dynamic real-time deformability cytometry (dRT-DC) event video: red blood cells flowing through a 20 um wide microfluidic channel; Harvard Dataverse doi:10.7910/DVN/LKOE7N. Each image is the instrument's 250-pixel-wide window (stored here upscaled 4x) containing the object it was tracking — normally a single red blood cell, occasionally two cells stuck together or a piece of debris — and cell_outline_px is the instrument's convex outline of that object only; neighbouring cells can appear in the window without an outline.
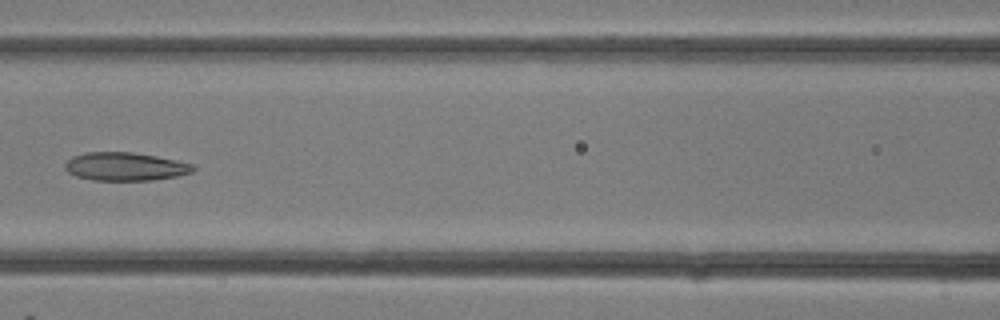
{"species": "common noctule bat (a hibernating species)", "species_latin": "Nyctalus noctula", "temperature_condition": "room temperature", "stored_images_in_passage": 13, "camera_frame_rate_fps": 3000, "um_per_image_px": 0.085, "animal": {"sex": "female"}, "frame": {"image": 1, "passage_image": 10, "time_ms": 3.0, "image_size_px": [1000, 320], "cell_outline_px": [[196, 168], [192, 172], [176, 176], [152, 180], [92, 180], [76, 176], [68, 172], [64, 168], [64, 164], [72, 156], [84, 152], [132, 152], [156, 156], [196, 164]], "centroid_in_image_um": [10.64, 14.15], "position_along_channel_um": 156.0, "area_um2": 21.21}}
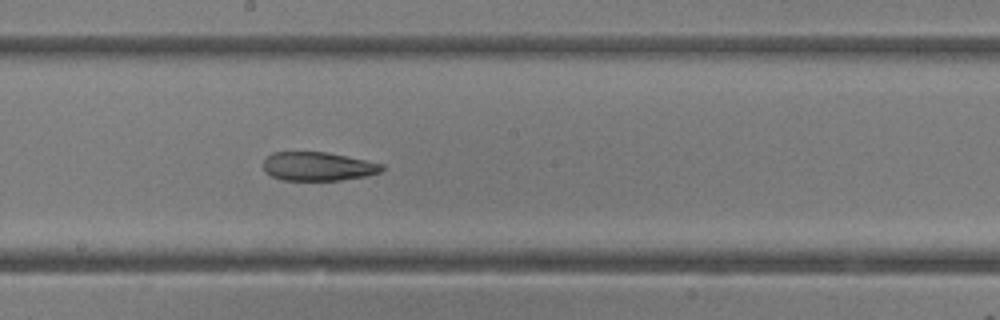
{"frame": {"image": 2, "passage_image": 13, "time_ms": 4.0, "image_size_px": [1000, 320], "cell_outline_px": [[384, 168], [380, 172], [368, 176], [340, 180], [280, 180], [272, 176], [264, 168], [264, 160], [272, 152], [328, 152], [384, 164]], "centroid_in_image_um": [27.06, 14.14], "position_along_channel_um": 221.1, "area_um2": 19.83}}